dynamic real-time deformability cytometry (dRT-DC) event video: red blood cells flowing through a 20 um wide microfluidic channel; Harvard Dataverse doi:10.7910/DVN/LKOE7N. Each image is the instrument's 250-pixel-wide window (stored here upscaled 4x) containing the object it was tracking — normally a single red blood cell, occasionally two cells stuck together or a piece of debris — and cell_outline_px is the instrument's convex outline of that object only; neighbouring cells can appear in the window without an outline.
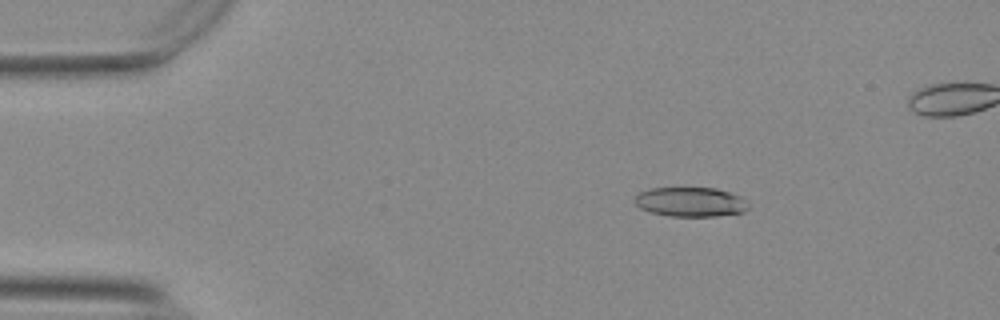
{"species": "Egyptian fruit bat (a non-hibernating species)", "species_latin": "Rousettus aegyptiacus", "temperature_condition": "warm", "stored_images_in_passage": 52, "camera_frame_rate_fps": 3000, "um_per_image_px": 0.085, "animal": {"sex": "female"}, "frame": {"image": 1, "passage_image": 9, "time_ms": 2.667, "image_size_px": [1000, 320], "cell_outline_px": [[752, 204], [744, 212], [716, 216], [668, 216], [652, 212], [640, 208], [632, 200], [640, 192], [648, 188], [716, 188], [740, 196], [748, 200]], "centroid_in_image_um": [58.73, 17.16], "position_along_channel_um": 26.3, "area_um2": 19.71}}
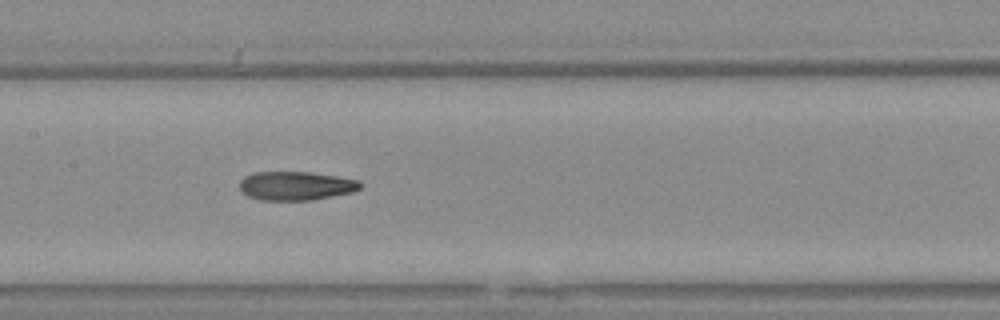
{"frame": {"image": 2, "passage_image": 27, "time_ms": 8.667, "image_size_px": [1000, 320], "cell_outline_px": [[360, 188], [352, 192], [312, 200], [260, 200], [248, 196], [240, 192], [240, 180], [244, 176], [252, 172], [308, 172], [336, 176], [360, 180]], "centroid_in_image_um": [25.1, 15.79], "position_along_channel_um": 182.3, "area_um2": 20.29}}
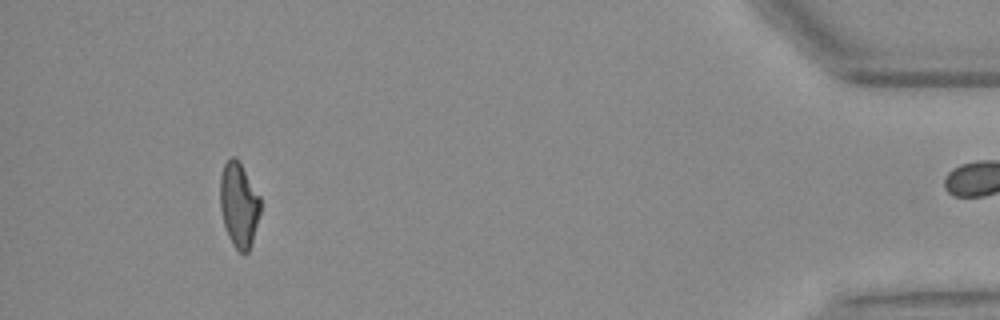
{"frame": {"image": 3, "passage_image": 51, "time_ms": 16.667, "image_size_px": [1000, 320], "cell_outline_px": [[260, 212], [252, 244], [248, 252], [244, 256], [232, 244], [228, 236], [224, 224], [220, 208], [220, 176], [224, 164], [232, 156], [240, 164], [260, 196]], "centroid_in_image_um": [20.3, 17.47], "position_along_channel_um": 414.9, "area_um2": 19.77}, "authors_computed_cell_mechanics": {"area_um2": 20.6635, "velocity_mm_per_s": 3.741, "shape_relaxation_time_tau1_ms": null, "shape_relaxation_time_tau2_ms": 2.8975, "deformation_change_tau1": null, "deformation_change_tau2": 0.1112}}